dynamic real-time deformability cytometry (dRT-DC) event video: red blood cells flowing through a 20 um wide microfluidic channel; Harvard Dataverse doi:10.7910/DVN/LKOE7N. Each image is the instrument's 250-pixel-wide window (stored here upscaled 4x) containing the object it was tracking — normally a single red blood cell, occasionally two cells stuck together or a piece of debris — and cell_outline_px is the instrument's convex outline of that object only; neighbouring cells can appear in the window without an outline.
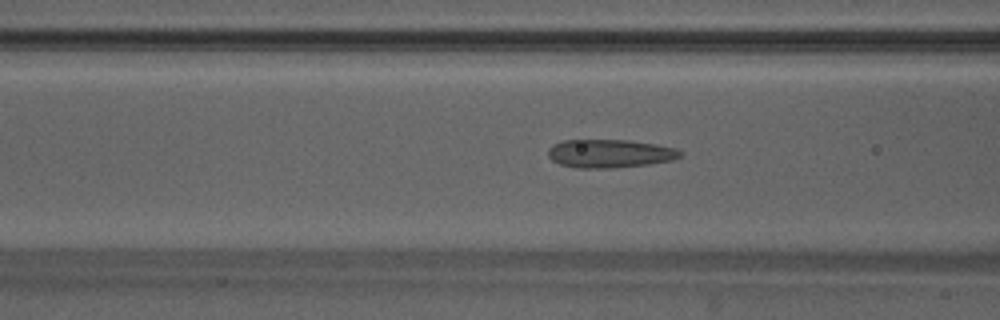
{"species": "Egyptian fruit bat (a non-hibernating species)", "species_latin": "Rousettus aegyptiacus", "temperature_condition": "warm", "stored_images_in_passage": 37, "camera_frame_rate_fps": 3000, "um_per_image_px": 0.085, "animal": {"sex": "male"}, "frame": {"image": 1, "passage_image": 8, "time_ms": 2.333, "image_size_px": [1000, 320], "cell_outline_px": [[684, 152], [680, 156], [672, 160], [648, 164], [612, 168], [580, 168], [560, 164], [552, 160], [548, 156], [548, 148], [552, 144], [564, 140], [628, 140], [656, 144], [676, 148]], "centroid_in_image_um": [51.83, 13.04], "position_along_channel_um": 114.8, "area_um2": 21.85}}
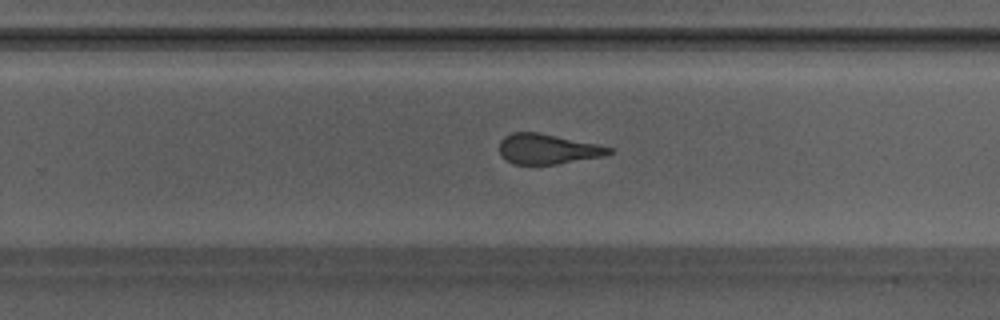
{"frame": {"image": 2, "passage_image": 20, "time_ms": 6.333, "image_size_px": [1000, 320], "cell_outline_px": [[612, 152], [604, 156], [556, 164], [512, 164], [500, 152], [500, 140], [504, 136], [512, 132], [540, 132], [596, 144], [612, 148]], "centroid_in_image_um": [46.54, 12.65], "position_along_channel_um": 283.3, "area_um2": 19.07}}
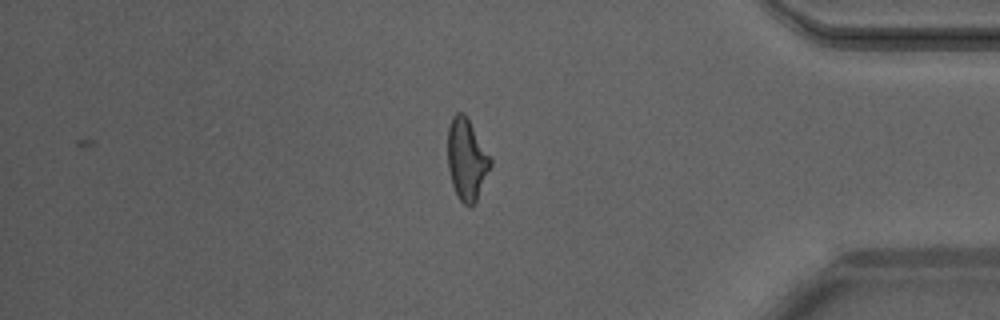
{"frame": {"image": 3, "passage_image": 30, "time_ms": 9.667, "image_size_px": [1000, 320], "cell_outline_px": [[492, 164], [476, 200], [472, 208], [468, 208], [460, 200], [452, 184], [448, 168], [448, 128], [452, 116], [456, 112], [464, 112], [492, 160]], "centroid_in_image_um": [39.66, 13.56], "position_along_channel_um": 395.5, "area_um2": 20.11}, "authors_computed_cell_mechanics": {"area_um2": 20.4034, "velocity_mm_per_s": 4.211, "shape_relaxation_time_tau1_ms": null, "shape_relaxation_time_tau2_ms": 1.4626, "deformation_change_tau1": null, "deformation_change_tau2": 0.1062}}